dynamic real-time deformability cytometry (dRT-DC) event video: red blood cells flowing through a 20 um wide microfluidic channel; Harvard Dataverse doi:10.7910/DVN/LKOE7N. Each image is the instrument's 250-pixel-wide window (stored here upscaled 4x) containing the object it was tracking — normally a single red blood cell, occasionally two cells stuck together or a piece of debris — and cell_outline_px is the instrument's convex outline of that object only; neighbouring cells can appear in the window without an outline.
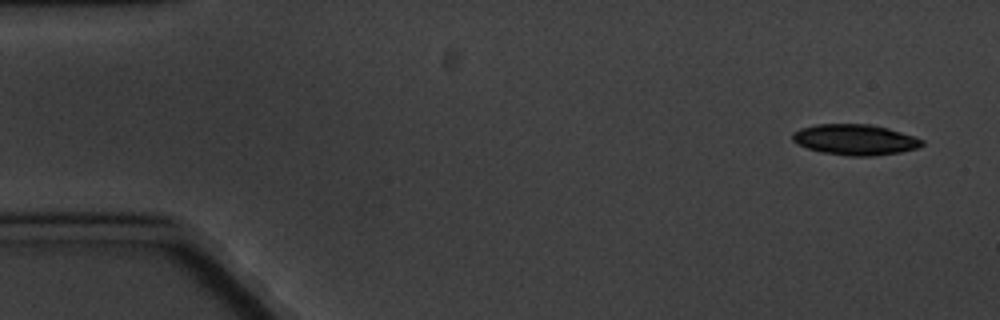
{"species": "common noctule bat (a hibernating species)", "species_latin": "Nyctalus noctula", "temperature_condition": "cold", "stored_images_in_passage": 5, "camera_frame_rate_fps": 3000, "um_per_image_px": 0.085, "animal": {"sex": "male", "body_mass_g": 20.1, "forearm_length_mm": 53.5}, "frame": {"image": 1, "passage_image": 1, "time_ms": 0.0, "image_size_px": [1000, 320], "cell_outline_px": [[924, 144], [916, 148], [900, 152], [872, 156], [848, 156], [820, 152], [796, 144], [792, 140], [792, 132], [800, 128], [816, 124], [868, 124], [888, 128], [924, 140]], "centroid_in_image_um": [72.63, 11.87], "position_along_channel_um": 12.4, "area_um2": 23.18}}
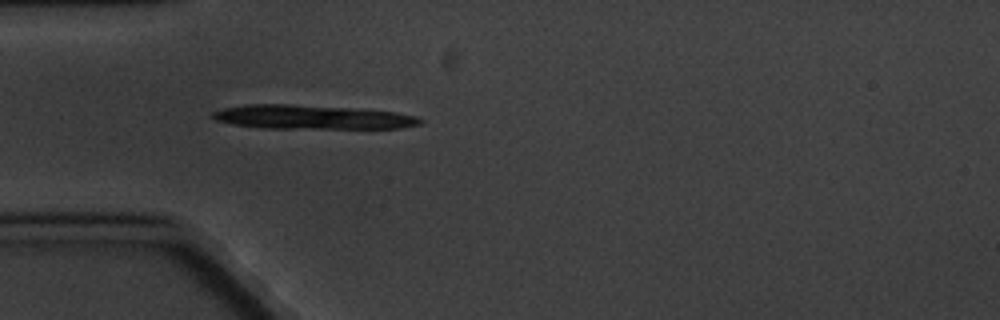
{"frame": {"image": 2, "passage_image": 5, "time_ms": 4.667, "image_size_px": [1000, 320], "cell_outline_px": [[424, 120], [420, 124], [400, 128], [264, 128], [232, 124], [216, 120], [212, 116], [212, 112], [224, 108], [244, 104], [288, 104], [356, 108], [396, 112], [416, 116]], "centroid_in_image_um": [26.54, 9.95], "position_along_channel_um": 58.5, "area_um2": 29.07}}